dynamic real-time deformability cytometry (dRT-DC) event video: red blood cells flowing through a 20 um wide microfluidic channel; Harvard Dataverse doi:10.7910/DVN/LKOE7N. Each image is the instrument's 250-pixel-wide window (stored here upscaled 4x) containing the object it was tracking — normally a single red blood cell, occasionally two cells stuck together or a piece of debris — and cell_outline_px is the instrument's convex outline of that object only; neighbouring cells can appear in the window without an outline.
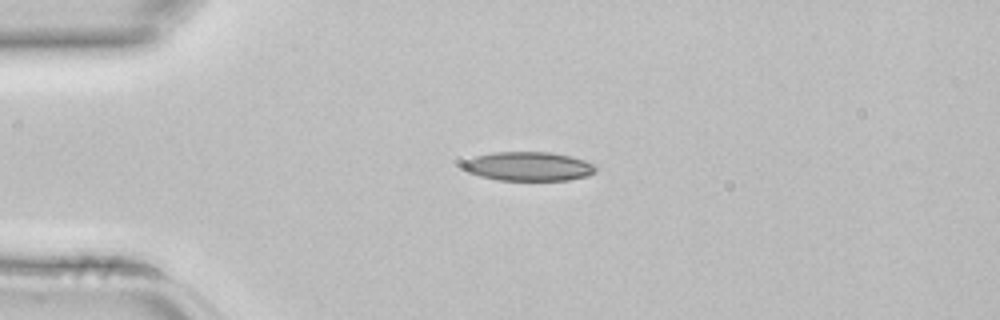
{"species": "common noctule bat (a hibernating species)", "species_latin": "Nyctalus noctula", "temperature_condition": "room temperature", "stored_images_in_passage": 2, "camera_frame_rate_fps": 3000, "um_per_image_px": 0.085, "animal": {"sex": "female", "body_mass_g": 22.7, "forearm_length_mm": 54.2}, "frame": {"image": 1, "passage_image": 2, "time_ms": 0.333, "image_size_px": [1000, 320], "cell_outline_px": [[600, 168], [596, 172], [588, 176], [568, 180], [496, 180], [480, 176], [468, 172], [460, 164], [476, 156], [492, 152], [552, 152], [572, 156], [596, 164]], "centroid_in_image_um": [44.99, 14.14], "position_along_channel_um": 40.0, "area_um2": 22.72}}